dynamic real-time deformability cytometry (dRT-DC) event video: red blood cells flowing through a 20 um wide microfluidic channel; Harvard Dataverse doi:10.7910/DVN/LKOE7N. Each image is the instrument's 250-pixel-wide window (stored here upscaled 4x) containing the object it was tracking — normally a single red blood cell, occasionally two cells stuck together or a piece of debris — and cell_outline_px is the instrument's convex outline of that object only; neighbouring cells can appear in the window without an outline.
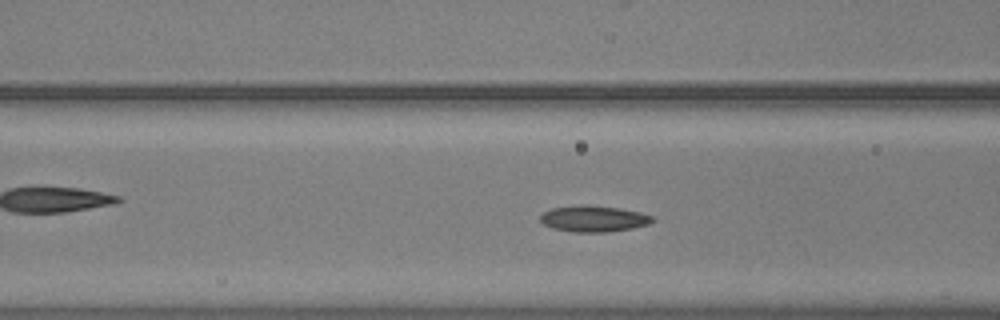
{"species": "common noctule bat (a hibernating species)", "species_latin": "Nyctalus noctula", "temperature_condition": "warm", "stored_images_in_passage": 44, "camera_frame_rate_fps": 3000, "um_per_image_px": 0.085, "animal": {"sex": "male", "body_mass_g": 20.5, "forearm_length_mm": 52.5}, "frame": {"image": 1, "passage_image": 17, "time_ms": 5.333, "image_size_px": [1000, 320], "cell_outline_px": [[656, 220], [648, 224], [632, 228], [608, 232], [572, 232], [552, 228], [544, 224], [540, 220], [540, 216], [544, 212], [552, 208], [620, 208], [640, 212], [652, 216]], "centroid_in_image_um": [50.51, 18.65], "position_along_channel_um": 116.1, "area_um2": 16.18}}
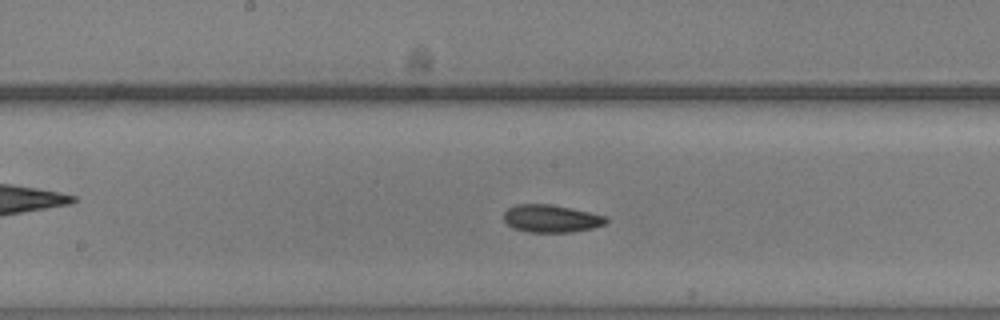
{"frame": {"image": 2, "passage_image": 24, "time_ms": 7.667, "image_size_px": [1000, 320], "cell_outline_px": [[608, 220], [604, 224], [592, 228], [572, 232], [528, 232], [512, 228], [504, 220], [504, 212], [508, 208], [516, 204], [552, 204], [608, 216]], "centroid_in_image_um": [46.85, 18.57], "position_along_channel_um": 201.4, "area_um2": 16.53}}
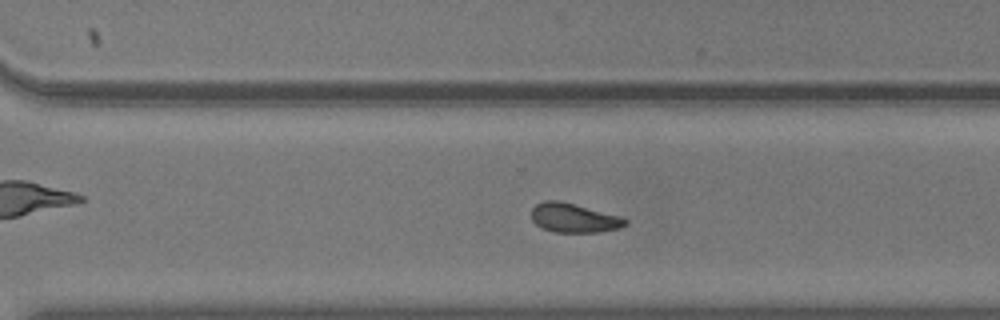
{"frame": {"image": 3, "passage_image": 34, "time_ms": 11.0, "image_size_px": [1000, 320], "cell_outline_px": [[628, 224], [620, 228], [600, 232], [556, 232], [540, 228], [532, 220], [532, 208], [536, 204], [544, 200], [560, 200], [620, 216], [628, 220]], "centroid_in_image_um": [48.78, 18.52], "position_along_channel_um": 321.8, "area_um2": 16.07}, "authors_computed_cell_mechanics": {"area_um2": 16.473, "velocity_mm_per_s": 3.6322, "shape_relaxation_time_tau1_ms": 4.6366, "shape_relaxation_time_tau2_ms": 3.1885, "deformation_change_tau1": 0.1307, "deformation_change_tau2": 0.0757}}